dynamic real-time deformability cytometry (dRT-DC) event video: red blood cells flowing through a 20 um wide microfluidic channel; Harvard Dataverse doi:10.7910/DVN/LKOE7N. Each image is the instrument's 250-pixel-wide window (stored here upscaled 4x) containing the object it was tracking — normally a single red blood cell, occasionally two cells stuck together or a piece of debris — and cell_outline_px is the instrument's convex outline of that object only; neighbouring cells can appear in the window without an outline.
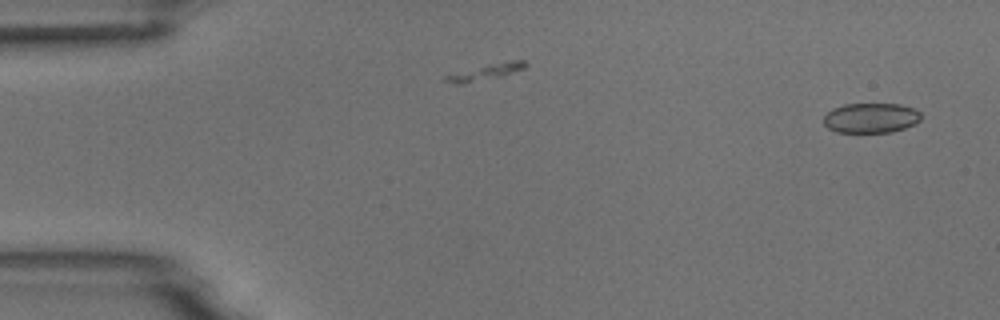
{"species": "common noctule bat (a hibernating species)", "species_latin": "Nyctalus noctula", "temperature_condition": "room temperature", "stored_images_in_passage": 2, "camera_frame_rate_fps": 3000, "um_per_image_px": 0.085, "animal": {"sex": "male", "body_mass_g": 18.8}, "frame": {"image": 1, "passage_image": 2, "time_ms": 0.333, "image_size_px": [1000, 320], "cell_outline_px": [[920, 120], [916, 124], [892, 132], [836, 132], [828, 128], [824, 124], [824, 116], [832, 108], [844, 104], [900, 104], [912, 108], [920, 112]], "centroid_in_image_um": [74.02, 10.02], "position_along_channel_um": 11.0, "area_um2": 16.99}}